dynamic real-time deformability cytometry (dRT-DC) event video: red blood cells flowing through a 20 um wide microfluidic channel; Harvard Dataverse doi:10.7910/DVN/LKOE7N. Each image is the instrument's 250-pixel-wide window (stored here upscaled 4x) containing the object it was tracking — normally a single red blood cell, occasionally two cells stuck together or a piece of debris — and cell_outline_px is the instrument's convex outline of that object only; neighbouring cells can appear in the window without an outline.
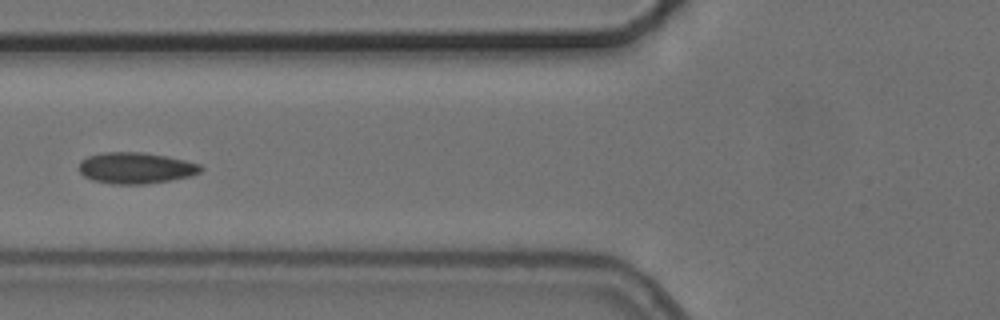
{"species": "common noctule bat (a hibernating species)", "species_latin": "Nyctalus noctula", "temperature_condition": "cold", "stored_images_in_passage": 9, "camera_frame_rate_fps": 3000, "um_per_image_px": 0.085, "animal": {"sex": "female", "body_mass_g": 24.6, "forearm_length_mm": 56.2}, "frame": {"image": 1, "passage_image": 6, "time_ms": 6.0, "image_size_px": [1000, 320], "cell_outline_px": [[204, 168], [200, 172], [192, 176], [172, 180], [144, 184], [112, 184], [92, 180], [84, 176], [80, 172], [80, 160], [88, 156], [104, 152], [144, 152], [168, 156], [200, 164]], "centroid_in_image_um": [11.56, 14.28], "position_along_channel_um": 114.2, "area_um2": 22.31}}
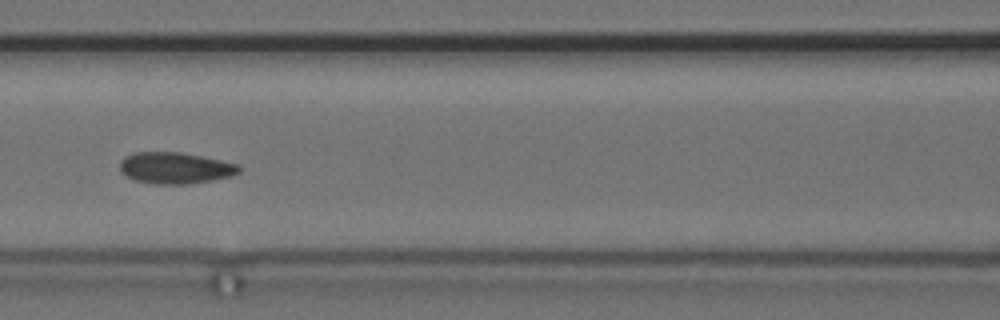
{"frame": {"image": 2, "passage_image": 7, "time_ms": 7.0, "image_size_px": [1000, 320], "cell_outline_px": [[240, 172], [232, 176], [212, 180], [188, 184], [156, 184], [136, 180], [120, 172], [120, 160], [124, 156], [136, 152], [180, 152], [240, 164]], "centroid_in_image_um": [14.9, 14.27], "position_along_channel_um": 151.7, "area_um2": 21.79}}